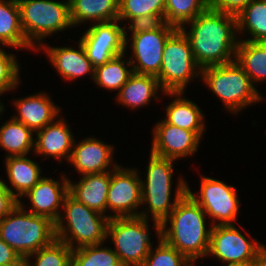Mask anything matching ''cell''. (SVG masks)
Masks as SVG:
<instances>
[{"label": "cell", "mask_w": 266, "mask_h": 266, "mask_svg": "<svg viewBox=\"0 0 266 266\" xmlns=\"http://www.w3.org/2000/svg\"><path fill=\"white\" fill-rule=\"evenodd\" d=\"M65 118H56L52 123L46 125L43 129L37 131L35 138L34 154L53 157L59 162L62 159L69 161L74 143V137L71 127L66 123Z\"/></svg>", "instance_id": "cell-19"}, {"label": "cell", "mask_w": 266, "mask_h": 266, "mask_svg": "<svg viewBox=\"0 0 266 266\" xmlns=\"http://www.w3.org/2000/svg\"><path fill=\"white\" fill-rule=\"evenodd\" d=\"M19 203V201L11 194L0 178V220L9 214Z\"/></svg>", "instance_id": "cell-40"}, {"label": "cell", "mask_w": 266, "mask_h": 266, "mask_svg": "<svg viewBox=\"0 0 266 266\" xmlns=\"http://www.w3.org/2000/svg\"><path fill=\"white\" fill-rule=\"evenodd\" d=\"M11 103L17 110L12 117L25 124L34 133L52 123L60 116L62 110L45 91L16 98Z\"/></svg>", "instance_id": "cell-18"}, {"label": "cell", "mask_w": 266, "mask_h": 266, "mask_svg": "<svg viewBox=\"0 0 266 266\" xmlns=\"http://www.w3.org/2000/svg\"><path fill=\"white\" fill-rule=\"evenodd\" d=\"M0 265H24L18 253L7 245L0 237Z\"/></svg>", "instance_id": "cell-41"}, {"label": "cell", "mask_w": 266, "mask_h": 266, "mask_svg": "<svg viewBox=\"0 0 266 266\" xmlns=\"http://www.w3.org/2000/svg\"><path fill=\"white\" fill-rule=\"evenodd\" d=\"M110 181L111 171L81 175L77 182H72L69 178V194L78 202L110 219V213L106 214Z\"/></svg>", "instance_id": "cell-20"}, {"label": "cell", "mask_w": 266, "mask_h": 266, "mask_svg": "<svg viewBox=\"0 0 266 266\" xmlns=\"http://www.w3.org/2000/svg\"><path fill=\"white\" fill-rule=\"evenodd\" d=\"M61 211L64 213H60L55 222V235L72 250L107 241V216L88 208L70 194L65 197Z\"/></svg>", "instance_id": "cell-5"}, {"label": "cell", "mask_w": 266, "mask_h": 266, "mask_svg": "<svg viewBox=\"0 0 266 266\" xmlns=\"http://www.w3.org/2000/svg\"><path fill=\"white\" fill-rule=\"evenodd\" d=\"M35 133L25 124L10 117L0 127V148L9 156H26L34 153Z\"/></svg>", "instance_id": "cell-26"}, {"label": "cell", "mask_w": 266, "mask_h": 266, "mask_svg": "<svg viewBox=\"0 0 266 266\" xmlns=\"http://www.w3.org/2000/svg\"><path fill=\"white\" fill-rule=\"evenodd\" d=\"M236 16L238 35L249 34L239 40L266 42V0H251Z\"/></svg>", "instance_id": "cell-28"}, {"label": "cell", "mask_w": 266, "mask_h": 266, "mask_svg": "<svg viewBox=\"0 0 266 266\" xmlns=\"http://www.w3.org/2000/svg\"><path fill=\"white\" fill-rule=\"evenodd\" d=\"M20 23L27 42L37 50L43 39L73 28L69 2L55 0H17Z\"/></svg>", "instance_id": "cell-7"}, {"label": "cell", "mask_w": 266, "mask_h": 266, "mask_svg": "<svg viewBox=\"0 0 266 266\" xmlns=\"http://www.w3.org/2000/svg\"><path fill=\"white\" fill-rule=\"evenodd\" d=\"M235 60L244 69L253 85L266 80V42L239 40Z\"/></svg>", "instance_id": "cell-27"}, {"label": "cell", "mask_w": 266, "mask_h": 266, "mask_svg": "<svg viewBox=\"0 0 266 266\" xmlns=\"http://www.w3.org/2000/svg\"><path fill=\"white\" fill-rule=\"evenodd\" d=\"M176 29V27L165 23L155 31L140 32L129 37L128 34H125V50L128 51V47H131L130 50H132V55L129 57L132 71L157 77L166 41Z\"/></svg>", "instance_id": "cell-12"}, {"label": "cell", "mask_w": 266, "mask_h": 266, "mask_svg": "<svg viewBox=\"0 0 266 266\" xmlns=\"http://www.w3.org/2000/svg\"><path fill=\"white\" fill-rule=\"evenodd\" d=\"M225 266H251L250 264H225Z\"/></svg>", "instance_id": "cell-44"}, {"label": "cell", "mask_w": 266, "mask_h": 266, "mask_svg": "<svg viewBox=\"0 0 266 266\" xmlns=\"http://www.w3.org/2000/svg\"><path fill=\"white\" fill-rule=\"evenodd\" d=\"M240 231L235 224L213 226L207 256L225 264H250L266 245L253 237L248 240Z\"/></svg>", "instance_id": "cell-11"}, {"label": "cell", "mask_w": 266, "mask_h": 266, "mask_svg": "<svg viewBox=\"0 0 266 266\" xmlns=\"http://www.w3.org/2000/svg\"><path fill=\"white\" fill-rule=\"evenodd\" d=\"M186 25H190V30H186ZM180 29L189 39L194 60L201 69L235 61L239 43L236 15L208 7Z\"/></svg>", "instance_id": "cell-1"}, {"label": "cell", "mask_w": 266, "mask_h": 266, "mask_svg": "<svg viewBox=\"0 0 266 266\" xmlns=\"http://www.w3.org/2000/svg\"><path fill=\"white\" fill-rule=\"evenodd\" d=\"M148 221L140 216L109 219L106 238L123 266H141L148 256L153 246Z\"/></svg>", "instance_id": "cell-9"}, {"label": "cell", "mask_w": 266, "mask_h": 266, "mask_svg": "<svg viewBox=\"0 0 266 266\" xmlns=\"http://www.w3.org/2000/svg\"><path fill=\"white\" fill-rule=\"evenodd\" d=\"M158 91L165 93L156 76L133 72L122 88L115 93V98L122 106L138 110L139 107L147 106L152 99L160 100Z\"/></svg>", "instance_id": "cell-22"}, {"label": "cell", "mask_w": 266, "mask_h": 266, "mask_svg": "<svg viewBox=\"0 0 266 266\" xmlns=\"http://www.w3.org/2000/svg\"><path fill=\"white\" fill-rule=\"evenodd\" d=\"M118 19L107 22L93 23L80 37L81 44L101 46H125L124 25Z\"/></svg>", "instance_id": "cell-30"}, {"label": "cell", "mask_w": 266, "mask_h": 266, "mask_svg": "<svg viewBox=\"0 0 266 266\" xmlns=\"http://www.w3.org/2000/svg\"><path fill=\"white\" fill-rule=\"evenodd\" d=\"M0 266H24V265H0Z\"/></svg>", "instance_id": "cell-45"}, {"label": "cell", "mask_w": 266, "mask_h": 266, "mask_svg": "<svg viewBox=\"0 0 266 266\" xmlns=\"http://www.w3.org/2000/svg\"><path fill=\"white\" fill-rule=\"evenodd\" d=\"M72 252L66 243L56 238L49 245L26 257L24 266H71Z\"/></svg>", "instance_id": "cell-33"}, {"label": "cell", "mask_w": 266, "mask_h": 266, "mask_svg": "<svg viewBox=\"0 0 266 266\" xmlns=\"http://www.w3.org/2000/svg\"><path fill=\"white\" fill-rule=\"evenodd\" d=\"M200 194L193 193L187 183V193L204 210L210 225H234L240 207L238 189L224 181L201 175Z\"/></svg>", "instance_id": "cell-10"}, {"label": "cell", "mask_w": 266, "mask_h": 266, "mask_svg": "<svg viewBox=\"0 0 266 266\" xmlns=\"http://www.w3.org/2000/svg\"><path fill=\"white\" fill-rule=\"evenodd\" d=\"M149 156L148 166H146V180L141 178V204L147 206L143 211L140 210L139 216L148 220L151 216L158 239L162 238L163 221L171 214L178 201L187 192V181L182 176L177 179V187H174L175 193L172 199L175 160L151 152Z\"/></svg>", "instance_id": "cell-3"}, {"label": "cell", "mask_w": 266, "mask_h": 266, "mask_svg": "<svg viewBox=\"0 0 266 266\" xmlns=\"http://www.w3.org/2000/svg\"><path fill=\"white\" fill-rule=\"evenodd\" d=\"M60 178L61 180L58 181L43 176L32 189L22 196V198L27 197L31 208L26 209L21 200L19 204L26 211L45 216L55 223L60 217L64 199L69 194V178L65 174H62Z\"/></svg>", "instance_id": "cell-15"}, {"label": "cell", "mask_w": 266, "mask_h": 266, "mask_svg": "<svg viewBox=\"0 0 266 266\" xmlns=\"http://www.w3.org/2000/svg\"><path fill=\"white\" fill-rule=\"evenodd\" d=\"M4 111H5V105L0 101V115H4ZM1 119V117H0Z\"/></svg>", "instance_id": "cell-43"}, {"label": "cell", "mask_w": 266, "mask_h": 266, "mask_svg": "<svg viewBox=\"0 0 266 266\" xmlns=\"http://www.w3.org/2000/svg\"><path fill=\"white\" fill-rule=\"evenodd\" d=\"M88 59L94 68L101 66L112 58L126 53L125 46H101L96 44H82Z\"/></svg>", "instance_id": "cell-37"}, {"label": "cell", "mask_w": 266, "mask_h": 266, "mask_svg": "<svg viewBox=\"0 0 266 266\" xmlns=\"http://www.w3.org/2000/svg\"><path fill=\"white\" fill-rule=\"evenodd\" d=\"M140 174L136 168H124L120 165L111 171L107 193V212L110 210V218L139 216L138 208L142 205Z\"/></svg>", "instance_id": "cell-13"}, {"label": "cell", "mask_w": 266, "mask_h": 266, "mask_svg": "<svg viewBox=\"0 0 266 266\" xmlns=\"http://www.w3.org/2000/svg\"><path fill=\"white\" fill-rule=\"evenodd\" d=\"M69 4L74 27L118 19L119 0H72Z\"/></svg>", "instance_id": "cell-24"}, {"label": "cell", "mask_w": 266, "mask_h": 266, "mask_svg": "<svg viewBox=\"0 0 266 266\" xmlns=\"http://www.w3.org/2000/svg\"><path fill=\"white\" fill-rule=\"evenodd\" d=\"M127 24L124 23V31H131L130 35L137 34L145 31H155L160 29L166 22L164 19V14H147L139 17L131 18Z\"/></svg>", "instance_id": "cell-38"}, {"label": "cell", "mask_w": 266, "mask_h": 266, "mask_svg": "<svg viewBox=\"0 0 266 266\" xmlns=\"http://www.w3.org/2000/svg\"><path fill=\"white\" fill-rule=\"evenodd\" d=\"M201 82L216 95L230 113L237 115L247 106L263 101L264 97L253 85L244 69L235 60L201 69Z\"/></svg>", "instance_id": "cell-4"}, {"label": "cell", "mask_w": 266, "mask_h": 266, "mask_svg": "<svg viewBox=\"0 0 266 266\" xmlns=\"http://www.w3.org/2000/svg\"><path fill=\"white\" fill-rule=\"evenodd\" d=\"M26 156H9L5 158V169L9 184H4L11 194L19 201L43 177L42 169L36 161Z\"/></svg>", "instance_id": "cell-23"}, {"label": "cell", "mask_w": 266, "mask_h": 266, "mask_svg": "<svg viewBox=\"0 0 266 266\" xmlns=\"http://www.w3.org/2000/svg\"><path fill=\"white\" fill-rule=\"evenodd\" d=\"M0 45L36 51L26 40L20 23L17 0H0Z\"/></svg>", "instance_id": "cell-25"}, {"label": "cell", "mask_w": 266, "mask_h": 266, "mask_svg": "<svg viewBox=\"0 0 266 266\" xmlns=\"http://www.w3.org/2000/svg\"><path fill=\"white\" fill-rule=\"evenodd\" d=\"M0 237L25 259L56 239L55 223L45 216L26 211L18 203L0 220Z\"/></svg>", "instance_id": "cell-6"}, {"label": "cell", "mask_w": 266, "mask_h": 266, "mask_svg": "<svg viewBox=\"0 0 266 266\" xmlns=\"http://www.w3.org/2000/svg\"><path fill=\"white\" fill-rule=\"evenodd\" d=\"M157 122L152 132L151 153L176 161L195 155L202 140L194 131L171 125L164 119Z\"/></svg>", "instance_id": "cell-14"}, {"label": "cell", "mask_w": 266, "mask_h": 266, "mask_svg": "<svg viewBox=\"0 0 266 266\" xmlns=\"http://www.w3.org/2000/svg\"><path fill=\"white\" fill-rule=\"evenodd\" d=\"M251 0H209V7L224 13L237 15Z\"/></svg>", "instance_id": "cell-39"}, {"label": "cell", "mask_w": 266, "mask_h": 266, "mask_svg": "<svg viewBox=\"0 0 266 266\" xmlns=\"http://www.w3.org/2000/svg\"><path fill=\"white\" fill-rule=\"evenodd\" d=\"M209 7V0H165L164 19L178 29Z\"/></svg>", "instance_id": "cell-32"}, {"label": "cell", "mask_w": 266, "mask_h": 266, "mask_svg": "<svg viewBox=\"0 0 266 266\" xmlns=\"http://www.w3.org/2000/svg\"><path fill=\"white\" fill-rule=\"evenodd\" d=\"M114 146L98 138L74 140L69 164L80 175L98 174L114 170L119 164L114 160Z\"/></svg>", "instance_id": "cell-16"}, {"label": "cell", "mask_w": 266, "mask_h": 266, "mask_svg": "<svg viewBox=\"0 0 266 266\" xmlns=\"http://www.w3.org/2000/svg\"><path fill=\"white\" fill-rule=\"evenodd\" d=\"M77 46L78 49H75L72 46L54 47L43 43L36 52L44 50L51 65L65 81L77 80L87 74L93 80L95 68L80 41Z\"/></svg>", "instance_id": "cell-17"}, {"label": "cell", "mask_w": 266, "mask_h": 266, "mask_svg": "<svg viewBox=\"0 0 266 266\" xmlns=\"http://www.w3.org/2000/svg\"><path fill=\"white\" fill-rule=\"evenodd\" d=\"M164 12L165 0H119L118 20L127 23L131 18Z\"/></svg>", "instance_id": "cell-35"}, {"label": "cell", "mask_w": 266, "mask_h": 266, "mask_svg": "<svg viewBox=\"0 0 266 266\" xmlns=\"http://www.w3.org/2000/svg\"><path fill=\"white\" fill-rule=\"evenodd\" d=\"M251 266H266V248L250 263Z\"/></svg>", "instance_id": "cell-42"}, {"label": "cell", "mask_w": 266, "mask_h": 266, "mask_svg": "<svg viewBox=\"0 0 266 266\" xmlns=\"http://www.w3.org/2000/svg\"><path fill=\"white\" fill-rule=\"evenodd\" d=\"M157 247L152 246L141 266H195L184 254L158 238Z\"/></svg>", "instance_id": "cell-34"}, {"label": "cell", "mask_w": 266, "mask_h": 266, "mask_svg": "<svg viewBox=\"0 0 266 266\" xmlns=\"http://www.w3.org/2000/svg\"><path fill=\"white\" fill-rule=\"evenodd\" d=\"M105 243L86 245L73 249L71 266H123L118 255Z\"/></svg>", "instance_id": "cell-31"}, {"label": "cell", "mask_w": 266, "mask_h": 266, "mask_svg": "<svg viewBox=\"0 0 266 266\" xmlns=\"http://www.w3.org/2000/svg\"><path fill=\"white\" fill-rule=\"evenodd\" d=\"M206 220L202 207L186 192L163 221L162 239L196 263L209 250L212 226L207 228Z\"/></svg>", "instance_id": "cell-2"}, {"label": "cell", "mask_w": 266, "mask_h": 266, "mask_svg": "<svg viewBox=\"0 0 266 266\" xmlns=\"http://www.w3.org/2000/svg\"><path fill=\"white\" fill-rule=\"evenodd\" d=\"M163 95L174 97L165 108L167 123L180 128L194 131L201 139L206 129L204 112L189 98H185L184 92H165Z\"/></svg>", "instance_id": "cell-21"}, {"label": "cell", "mask_w": 266, "mask_h": 266, "mask_svg": "<svg viewBox=\"0 0 266 266\" xmlns=\"http://www.w3.org/2000/svg\"><path fill=\"white\" fill-rule=\"evenodd\" d=\"M20 63L14 53H7L0 46V96L17 89L20 79Z\"/></svg>", "instance_id": "cell-36"}, {"label": "cell", "mask_w": 266, "mask_h": 266, "mask_svg": "<svg viewBox=\"0 0 266 266\" xmlns=\"http://www.w3.org/2000/svg\"><path fill=\"white\" fill-rule=\"evenodd\" d=\"M201 76L189 39L176 29L167 39L157 79L164 92H185L189 82Z\"/></svg>", "instance_id": "cell-8"}, {"label": "cell", "mask_w": 266, "mask_h": 266, "mask_svg": "<svg viewBox=\"0 0 266 266\" xmlns=\"http://www.w3.org/2000/svg\"><path fill=\"white\" fill-rule=\"evenodd\" d=\"M126 58L123 53L96 67L93 82L100 88L117 93L133 73L130 60Z\"/></svg>", "instance_id": "cell-29"}]
</instances>
